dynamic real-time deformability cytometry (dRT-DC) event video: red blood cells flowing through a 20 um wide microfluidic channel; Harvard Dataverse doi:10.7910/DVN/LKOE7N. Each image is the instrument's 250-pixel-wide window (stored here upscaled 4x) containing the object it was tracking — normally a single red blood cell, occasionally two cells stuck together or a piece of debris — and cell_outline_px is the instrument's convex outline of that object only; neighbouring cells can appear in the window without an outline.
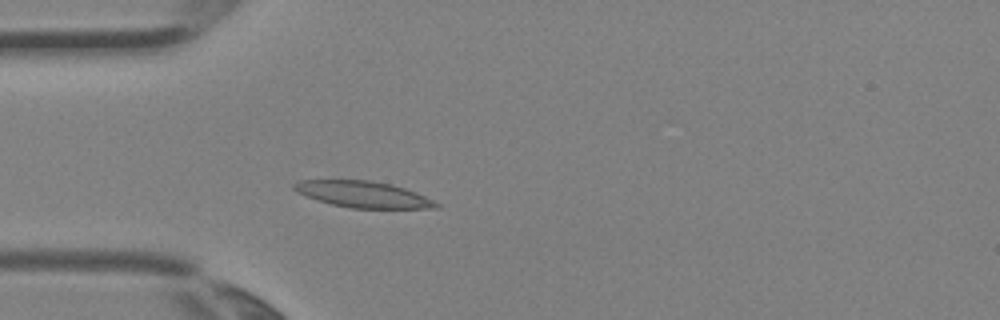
{"species": "Egyptian fruit bat (a non-hibernating species)", "species_latin": "Rousettus aegyptiacus", "temperature_condition": "room temperature", "stored_images_in_passage": 3, "camera_frame_rate_fps": 3000, "um_per_image_px": 0.085, "animal": {"sex": "female"}, "frame": {"image": 1, "passage_image": 3, "time_ms": 0.667, "image_size_px": [1000, 320], "cell_outline_px": [[440, 208], [348, 208], [332, 204], [308, 196], [292, 188], [292, 184], [300, 180], [368, 180], [392, 184], [416, 192], [440, 204]], "centroid_in_image_um": [30.89, 16.52], "position_along_channel_um": 54.1, "area_um2": 21.5}}